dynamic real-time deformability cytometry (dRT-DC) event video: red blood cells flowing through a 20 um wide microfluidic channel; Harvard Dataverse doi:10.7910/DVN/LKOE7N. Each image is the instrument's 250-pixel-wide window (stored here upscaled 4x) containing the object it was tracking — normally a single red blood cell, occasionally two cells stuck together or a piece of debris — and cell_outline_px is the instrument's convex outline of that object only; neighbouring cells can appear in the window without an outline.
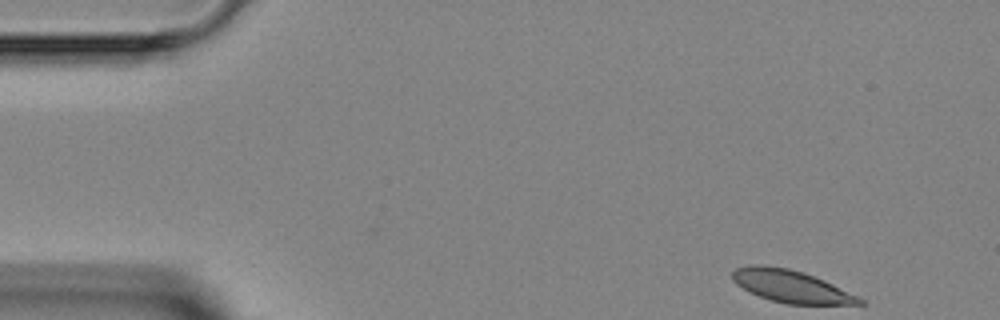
{"species": "Egyptian fruit bat (a non-hibernating species)", "species_latin": "Rousettus aegyptiacus", "temperature_condition": "room temperature", "stored_images_in_passage": 6, "camera_frame_rate_fps": 3000, "um_per_image_px": 0.085, "animal": {"sex": "female"}, "frame": {"image": 1, "passage_image": 1, "time_ms": 0.0, "image_size_px": [1000, 320], "cell_outline_px": [[868, 304], [788, 304], [772, 300], [748, 292], [736, 284], [732, 280], [732, 272], [736, 268], [752, 264], [764, 264], [788, 268], [804, 272], [824, 280], [864, 300]], "centroid_in_image_um": [67.19, 24.32], "position_along_channel_um": 17.8, "area_um2": 23.87}}
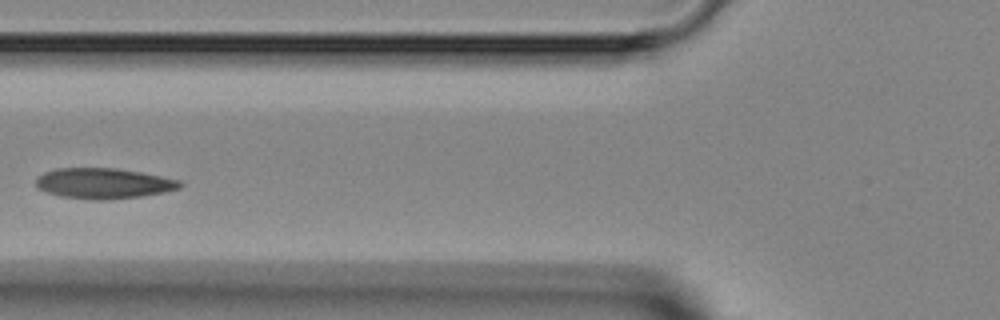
{"frame": {"image": 2, "passage_image": 5, "time_ms": 4.667, "image_size_px": [1000, 320], "cell_outline_px": [[184, 184], [180, 188], [164, 192], [140, 196], [104, 200], [92, 200], [60, 196], [48, 192], [40, 188], [36, 184], [36, 176], [44, 172], [56, 168], [116, 168], [140, 172], [180, 180]], "centroid_in_image_um": [8.8, 15.58], "position_along_channel_um": 117.0, "area_um2": 25.55}}
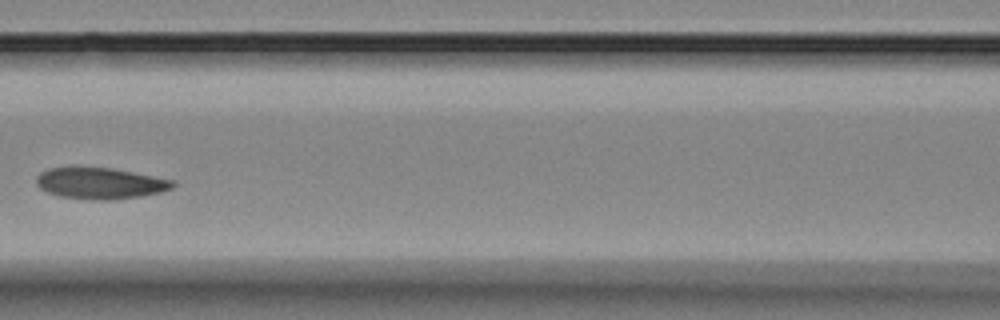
{"frame": {"image": 3, "passage_image": 6, "time_ms": 5.667, "image_size_px": [1000, 320], "cell_outline_px": [[176, 184], [172, 188], [160, 192], [140, 196], [112, 200], [96, 200], [60, 196], [48, 192], [40, 188], [36, 184], [36, 176], [40, 172], [48, 168], [72, 164], [112, 168], [176, 180]], "centroid_in_image_um": [8.47, 15.53], "position_along_channel_um": 158.1, "area_um2": 25.66}}